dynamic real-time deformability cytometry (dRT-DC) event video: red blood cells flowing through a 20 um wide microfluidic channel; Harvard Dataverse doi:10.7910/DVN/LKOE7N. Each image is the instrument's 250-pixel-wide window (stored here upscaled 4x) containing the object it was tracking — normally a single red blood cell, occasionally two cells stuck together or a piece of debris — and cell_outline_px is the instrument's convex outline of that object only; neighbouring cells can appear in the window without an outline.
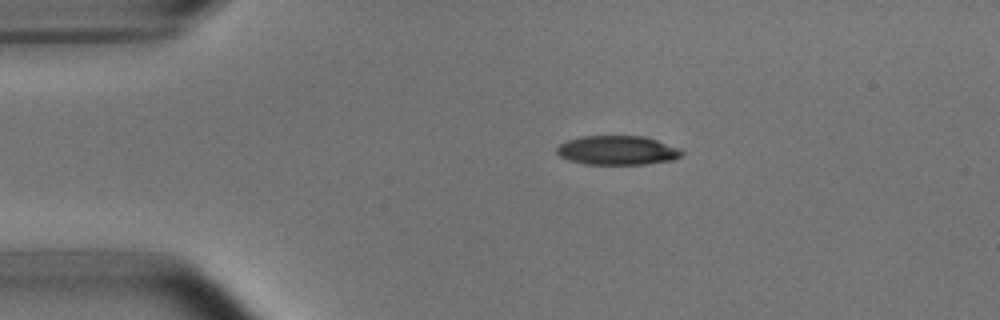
{"species": "common noctule bat (a hibernating species)", "species_latin": "Nyctalus noctula", "temperature_condition": "room temperature", "stored_images_in_passage": 43, "camera_frame_rate_fps": 3000, "um_per_image_px": 0.085, "animal": {"sex": "male", "body_mass_g": 15.6}, "frame": {"image": 1, "passage_image": 1, "time_ms": 0.0, "image_size_px": [1000, 320], "cell_outline_px": [[684, 152], [680, 156], [672, 160], [644, 164], [584, 164], [568, 160], [560, 156], [556, 152], [556, 148], [560, 144], [568, 140], [580, 136], [644, 136], [680, 148]], "centroid_in_image_um": [52.46, 12.77], "position_along_channel_um": 32.5, "area_um2": 21.21}}
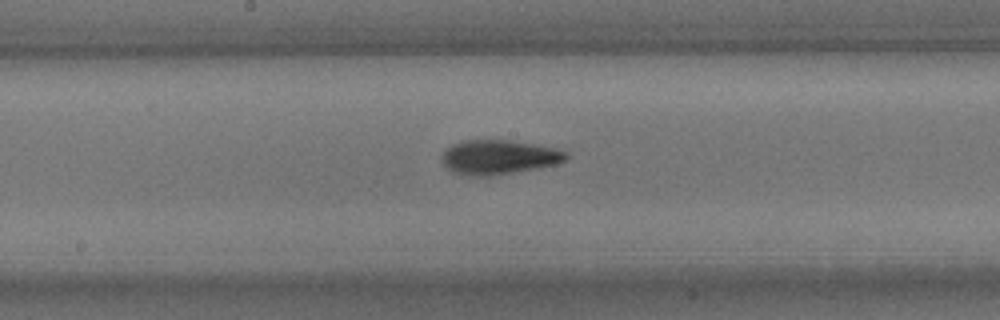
{"frame": {"image": 2, "passage_image": 18, "time_ms": 5.667, "image_size_px": [1000, 320], "cell_outline_px": [[572, 156], [568, 160], [556, 164], [536, 168], [488, 176], [472, 176], [452, 172], [444, 164], [444, 152], [452, 144], [464, 140], [508, 140], [536, 144], [568, 152]], "centroid_in_image_um": [42.46, 13.35], "position_along_channel_um": 205.7, "area_um2": 24.68}}
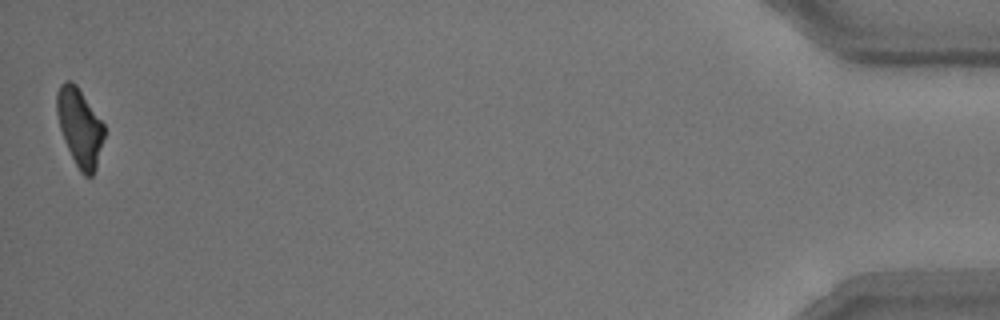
{"frame": {"image": 3, "passage_image": 43, "time_ms": 14.0, "image_size_px": [1000, 320], "cell_outline_px": [[104, 136], [96, 168], [92, 176], [84, 176], [80, 172], [64, 140], [60, 128], [56, 112], [56, 92], [60, 84], [64, 80], [72, 80], [76, 84], [104, 124]], "centroid_in_image_um": [6.76, 10.78], "position_along_channel_um": 428.4, "area_um2": 21.39}, "authors_computed_cell_mechanics": {"area_um2": 23.12, "velocity_mm_per_s": 3.7729, "shape_relaxation_time_tau1_ms": 3.4257, "shape_relaxation_time_tau2_ms": 3.1681, "deformation_change_tau1": 0.1512, "deformation_change_tau2": 0.0999}}